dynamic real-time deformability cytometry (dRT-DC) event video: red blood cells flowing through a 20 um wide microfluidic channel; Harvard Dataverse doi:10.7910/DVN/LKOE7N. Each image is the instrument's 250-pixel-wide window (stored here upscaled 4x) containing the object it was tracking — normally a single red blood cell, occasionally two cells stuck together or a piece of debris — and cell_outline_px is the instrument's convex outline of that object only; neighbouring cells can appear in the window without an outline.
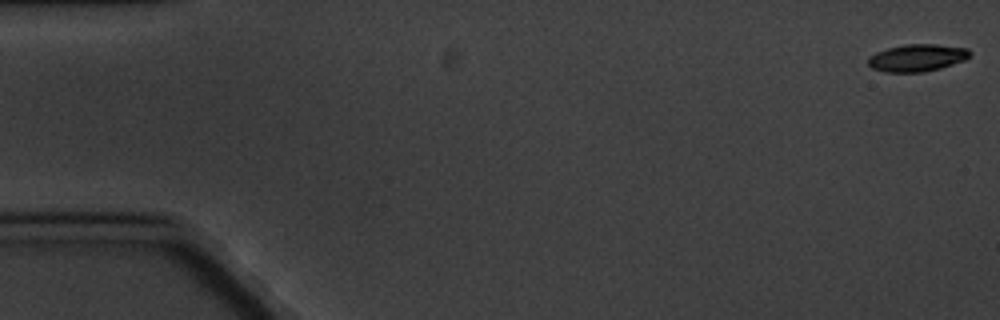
{"species": "common noctule bat (a hibernating species)", "species_latin": "Nyctalus noctula", "temperature_condition": "cold", "stored_images_in_passage": 3, "camera_frame_rate_fps": 3000, "um_per_image_px": 0.085, "animal": {"sex": "male", "body_mass_g": 20.1, "forearm_length_mm": 53.5}, "frame": {"image": 1, "passage_image": 1, "time_ms": 0.0, "image_size_px": [1000, 320], "cell_outline_px": [[972, 52], [964, 60], [940, 68], [924, 72], [884, 72], [872, 68], [868, 64], [868, 56], [876, 52], [888, 48], [908, 44], [936, 44], [968, 48]], "centroid_in_image_um": [77.94, 4.91], "position_along_channel_um": 7.1, "area_um2": 16.13}}